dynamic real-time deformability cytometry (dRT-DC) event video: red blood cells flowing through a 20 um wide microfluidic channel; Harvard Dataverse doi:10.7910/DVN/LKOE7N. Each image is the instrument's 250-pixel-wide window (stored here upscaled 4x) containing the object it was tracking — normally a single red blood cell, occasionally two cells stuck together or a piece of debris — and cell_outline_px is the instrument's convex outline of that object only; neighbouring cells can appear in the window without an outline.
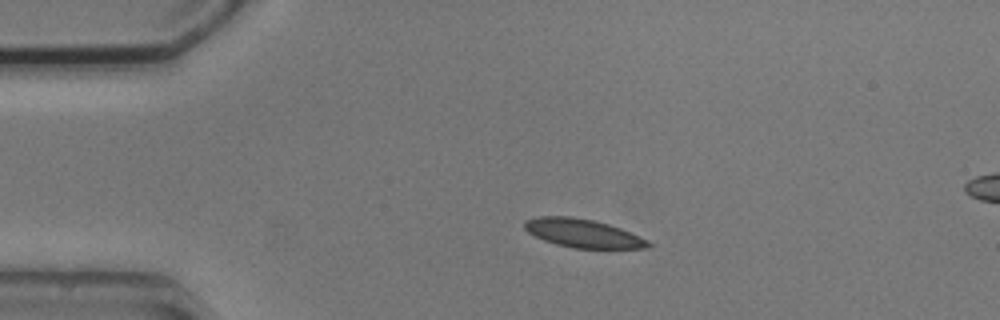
{"species": "common noctule bat (a hibernating species)", "species_latin": "Nyctalus noctula", "temperature_condition": "cold", "stored_images_in_passage": 4, "segment_of_instrument_passage": [1, 2], "camera_frame_rate_fps": 3000, "um_per_image_px": 0.085, "animal": {"sex": "male", "body_mass_g": 20.5, "forearm_length_mm": 52.5}, "frame": {"image": 1, "passage_image": 2, "time_ms": 1.0, "image_size_px": [1000, 320], "cell_outline_px": [[652, 248], [572, 248], [556, 244], [544, 240], [528, 232], [524, 228], [524, 220], [536, 216], [572, 216], [592, 220], [608, 224], [620, 228], [640, 236], [648, 240], [652, 244]], "centroid_in_image_um": [49.54, 19.82], "position_along_channel_um": 35.5, "area_um2": 20.58}}